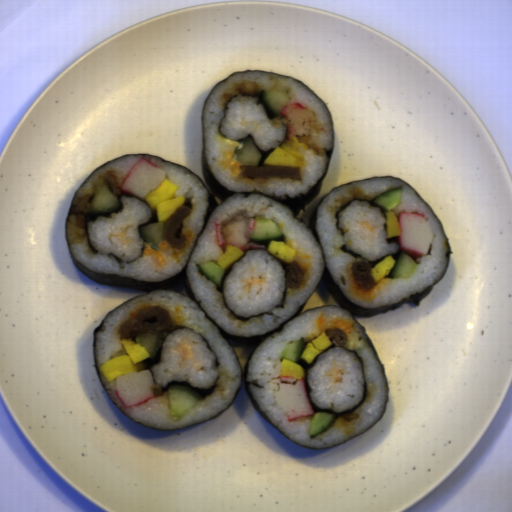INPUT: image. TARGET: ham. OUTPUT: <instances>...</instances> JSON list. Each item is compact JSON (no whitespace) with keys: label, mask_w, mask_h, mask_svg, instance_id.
<instances>
[{"label":"ham","mask_w":512,"mask_h":512,"mask_svg":"<svg viewBox=\"0 0 512 512\" xmlns=\"http://www.w3.org/2000/svg\"><path fill=\"white\" fill-rule=\"evenodd\" d=\"M104 184H106L110 191L118 198L124 196L123 191L120 190L117 177L114 172L107 170L103 176Z\"/></svg>","instance_id":"ham-2"},{"label":"ham","mask_w":512,"mask_h":512,"mask_svg":"<svg viewBox=\"0 0 512 512\" xmlns=\"http://www.w3.org/2000/svg\"><path fill=\"white\" fill-rule=\"evenodd\" d=\"M92 194H87L81 198L75 206L74 214L76 215L75 226L81 229L86 228V219L91 206L90 198Z\"/></svg>","instance_id":"ham-1"}]
</instances>
